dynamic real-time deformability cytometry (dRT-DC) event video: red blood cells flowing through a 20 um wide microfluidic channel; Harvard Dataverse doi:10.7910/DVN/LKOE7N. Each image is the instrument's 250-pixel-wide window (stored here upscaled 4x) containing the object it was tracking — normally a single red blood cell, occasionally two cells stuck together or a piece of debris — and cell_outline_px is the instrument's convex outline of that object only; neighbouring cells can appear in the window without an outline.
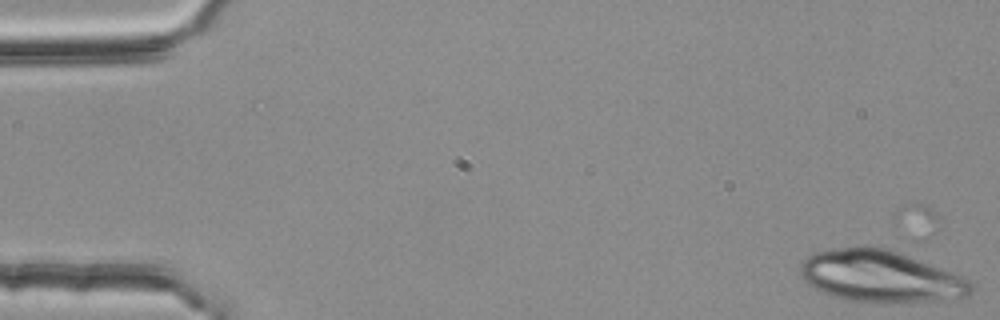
{"species": "common noctule bat (a hibernating species)", "species_latin": "Nyctalus noctula", "temperature_condition": "room temperature", "stored_images_in_passage": 12, "camera_frame_rate_fps": 3000, "um_per_image_px": 0.085, "animal": {"sex": "female", "body_mass_g": 25.1}, "frame": {"image": 1, "passage_image": 1, "time_ms": 0.0, "image_size_px": [1000, 320], "cell_outline_px": [[972, 292], [968, 296], [944, 300], [852, 300], [832, 296], [808, 284], [800, 276], [800, 264], [808, 256], [816, 252], [832, 248], [864, 244], [868, 244], [888, 248], [900, 252], [968, 280], [972, 284]], "centroid_in_image_um": [74.77, 23.42], "position_along_channel_um": 10.2, "area_um2": 50.52}}